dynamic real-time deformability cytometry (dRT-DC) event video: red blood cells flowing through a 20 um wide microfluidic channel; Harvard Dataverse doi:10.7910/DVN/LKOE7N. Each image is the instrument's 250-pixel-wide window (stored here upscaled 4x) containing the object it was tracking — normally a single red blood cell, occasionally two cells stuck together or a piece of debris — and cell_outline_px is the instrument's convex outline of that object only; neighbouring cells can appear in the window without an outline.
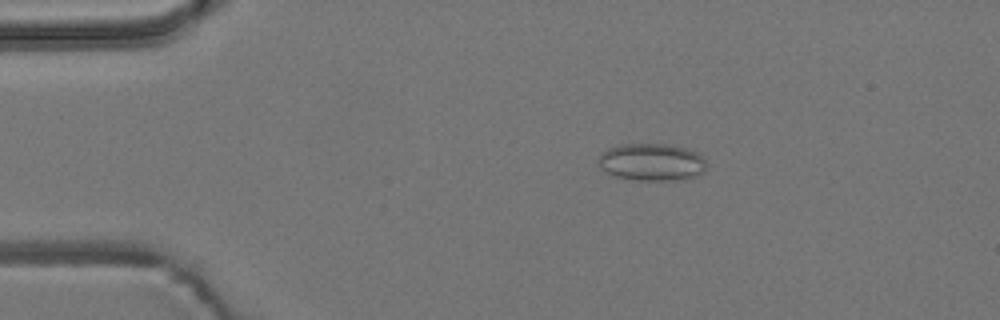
{"species": "common noctule bat (a hibernating species)", "species_latin": "Nyctalus noctula", "temperature_condition": "room temperature", "stored_images_in_passage": 55, "camera_frame_rate_fps": 3000, "um_per_image_px": 0.085, "animal": {"sex": "male", "body_mass_g": 19.2, "forearm_length_mm": 51.8}, "frame": {"image": 1, "passage_image": 10, "time_ms": 3.0, "image_size_px": [1000, 320], "cell_outline_px": [[708, 164], [704, 172], [696, 176], [684, 180], [636, 180], [612, 176], [596, 160], [600, 152], [608, 148], [620, 144], [668, 144], [688, 148], [696, 152]], "centroid_in_image_um": [55.41, 13.78], "position_along_channel_um": 29.6, "area_um2": 23.81}}
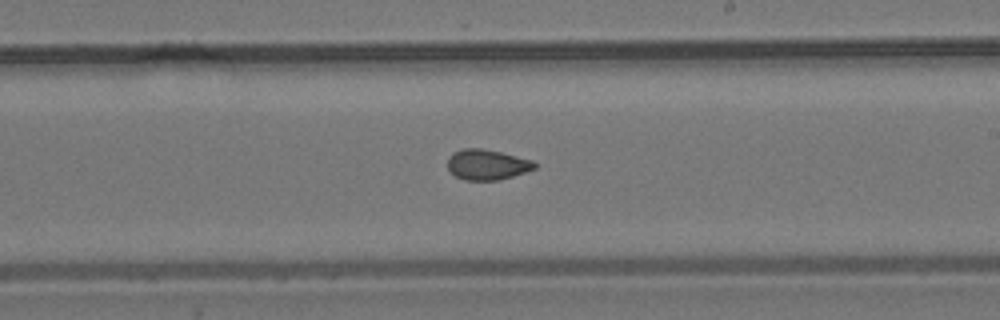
{"frame": {"image": 2, "passage_image": 32, "time_ms": 10.333, "image_size_px": [1000, 320], "cell_outline_px": [[536, 168], [500, 180], [464, 180], [456, 176], [448, 168], [448, 156], [452, 152], [464, 148], [480, 148], [500, 152], [532, 160], [536, 164]], "centroid_in_image_um": [41.37, 13.99], "position_along_channel_um": 247.6, "area_um2": 15.32}}
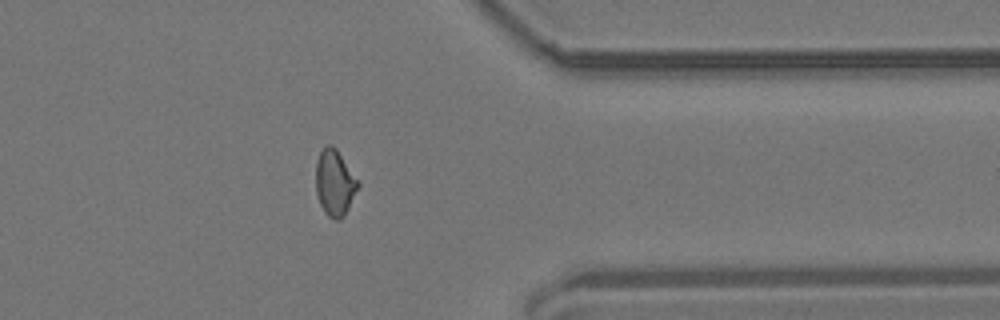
{"frame": {"image": 3, "passage_image": 44, "time_ms": 14.333, "image_size_px": [1000, 320], "cell_outline_px": [[360, 184], [344, 216], [340, 220], [332, 220], [324, 212], [320, 204], [316, 192], [316, 160], [320, 152], [328, 144], [332, 144], [336, 148]], "centroid_in_image_um": [28.43, 15.56], "position_along_channel_um": 383.0, "area_um2": 16.13}, "authors_computed_cell_mechanics": {"area_um2": 15.895, "velocity_mm_per_s": 3.6936, "shape_relaxation_time_tau1_ms": null, "shape_relaxation_time_tau2_ms": 1.2509, "deformation_change_tau1": null, "deformation_change_tau2": 0.0707}}